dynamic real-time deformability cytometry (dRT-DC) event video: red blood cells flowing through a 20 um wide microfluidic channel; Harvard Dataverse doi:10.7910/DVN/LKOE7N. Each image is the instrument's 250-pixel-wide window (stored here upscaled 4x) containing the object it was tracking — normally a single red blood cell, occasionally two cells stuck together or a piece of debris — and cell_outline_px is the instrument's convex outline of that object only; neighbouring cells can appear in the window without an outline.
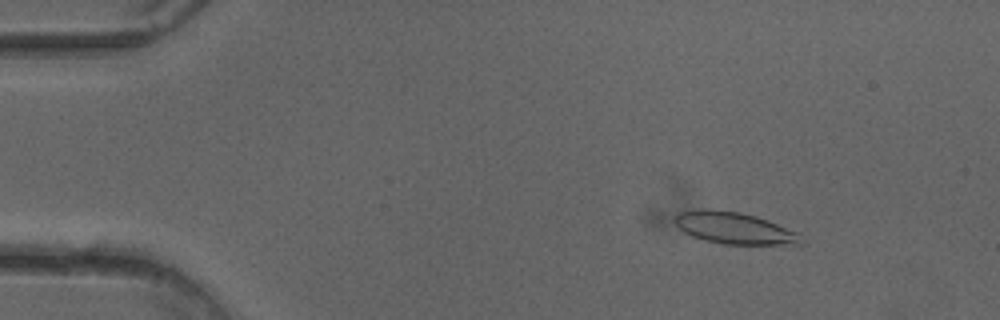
{"species": "common noctule bat (a hibernating species)", "species_latin": "Nyctalus noctula", "temperature_condition": "cold", "stored_images_in_passage": 51, "camera_frame_rate_fps": 3000, "um_per_image_px": 0.085, "animal": {"sex": "female"}, "frame": {"image": 1, "passage_image": 7, "time_ms": 2.0, "image_size_px": [1000, 320], "cell_outline_px": [[804, 244], [724, 244], [704, 240], [692, 236], [684, 232], [676, 224], [676, 216], [680, 212], [696, 208], [704, 208], [740, 212], [756, 216], [796, 232]], "centroid_in_image_um": [62.36, 19.37], "position_along_channel_um": 22.6, "area_um2": 23.0}}
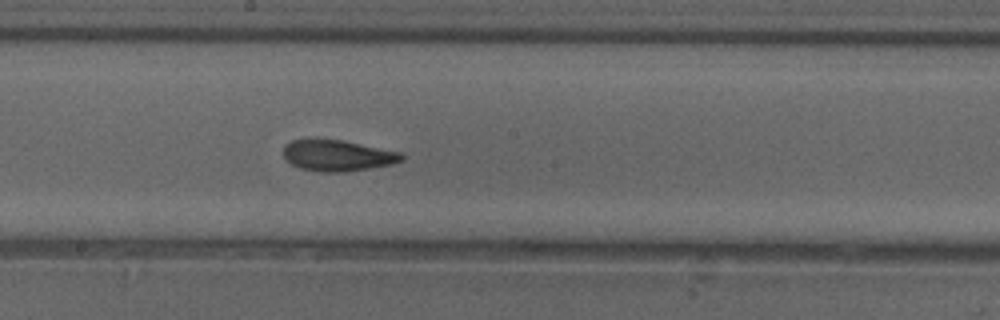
{"frame": {"image": 2, "passage_image": 28, "time_ms": 9.0, "image_size_px": [1000, 320], "cell_outline_px": [[404, 160], [392, 164], [344, 172], [320, 172], [300, 168], [292, 164], [284, 156], [284, 144], [292, 140], [340, 140], [400, 152], [404, 156]], "centroid_in_image_um": [28.69, 13.23], "position_along_channel_um": 219.5, "area_um2": 21.04}}
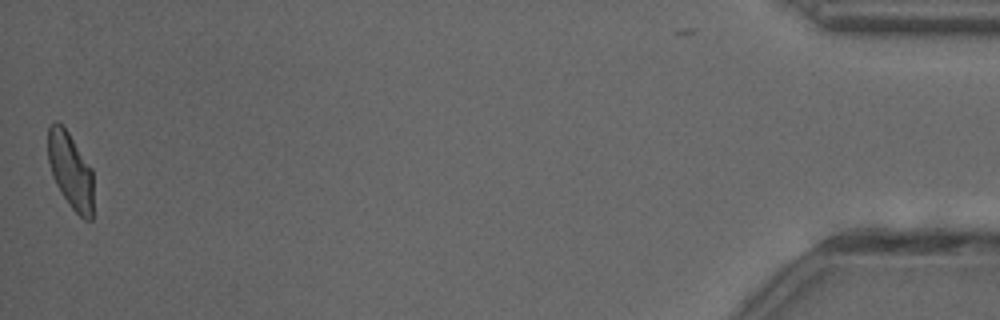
{"frame": {"image": 3, "passage_image": 51, "time_ms": 16.667, "image_size_px": [1000, 320], "cell_outline_px": [[92, 220], [84, 220], [72, 208], [56, 184], [52, 176], [48, 160], [48, 128], [56, 120], [68, 132], [92, 168]], "centroid_in_image_um": [5.99, 14.5], "position_along_channel_um": 429.2, "area_um2": 19.88}, "authors_computed_cell_mechanics": {"area_um2": 21.9062, "velocity_mm_per_s": 4.0122, "shape_relaxation_time_tau1_ms": 4.1013, "shape_relaxation_time_tau2_ms": 1.1417, "deformation_change_tau1": 0.126, "deformation_change_tau2": 0.0688}}